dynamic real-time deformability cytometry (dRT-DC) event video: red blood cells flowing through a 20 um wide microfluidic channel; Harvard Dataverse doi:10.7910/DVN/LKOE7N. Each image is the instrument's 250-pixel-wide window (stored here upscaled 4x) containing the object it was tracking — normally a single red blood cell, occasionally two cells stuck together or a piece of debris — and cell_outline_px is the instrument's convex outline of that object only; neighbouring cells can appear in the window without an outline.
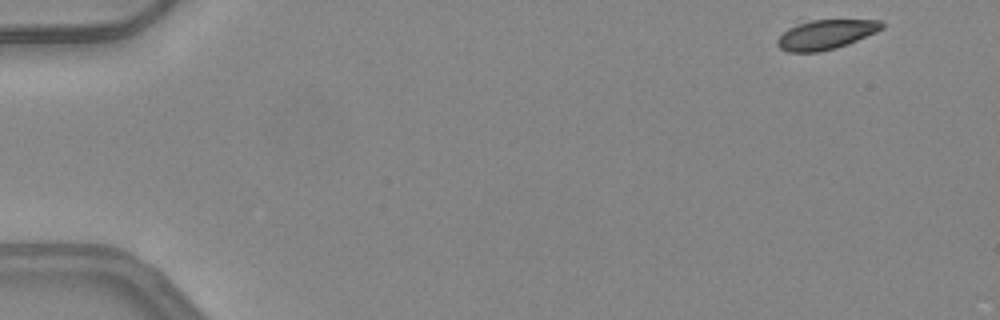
{"species": "common noctule bat (a hibernating species)", "species_latin": "Nyctalus noctula", "temperature_condition": "warm", "stored_images_in_passage": 47, "camera_frame_rate_fps": 3000, "um_per_image_px": 0.085, "animal": {"sex": "female", "body_mass_g": 24.6, "forearm_length_mm": 56.2}, "frame": {"image": 1, "passage_image": 1, "time_ms": 0.0, "image_size_px": [1000, 320], "cell_outline_px": [[884, 28], [876, 32], [848, 44], [836, 48], [820, 52], [788, 52], [780, 48], [776, 44], [776, 40], [788, 28], [796, 24], [812, 20], [880, 20], [884, 24]], "centroid_in_image_um": [70.19, 2.94], "position_along_channel_um": 14.8, "area_um2": 17.98}}
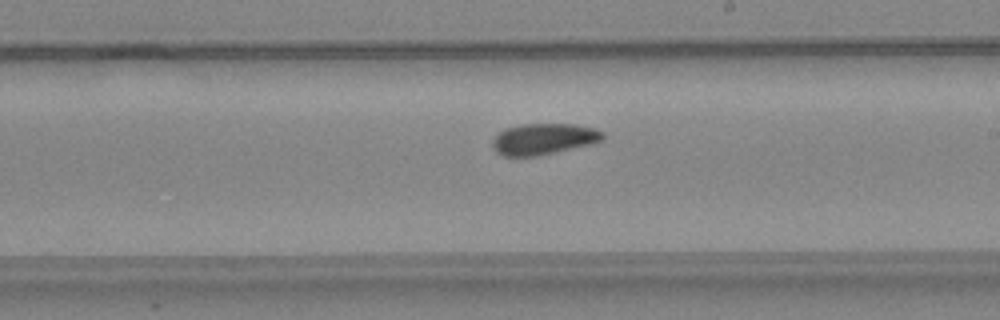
{"frame": {"image": 2, "passage_image": 27, "time_ms": 8.667, "image_size_px": [1000, 320], "cell_outline_px": [[604, 136], [600, 140], [588, 144], [536, 156], [504, 156], [496, 152], [492, 148], [492, 140], [500, 132], [508, 128], [524, 124], [572, 124], [592, 128], [604, 132]], "centroid_in_image_um": [46.16, 11.81], "position_along_channel_um": 242.8, "area_um2": 19.54}}
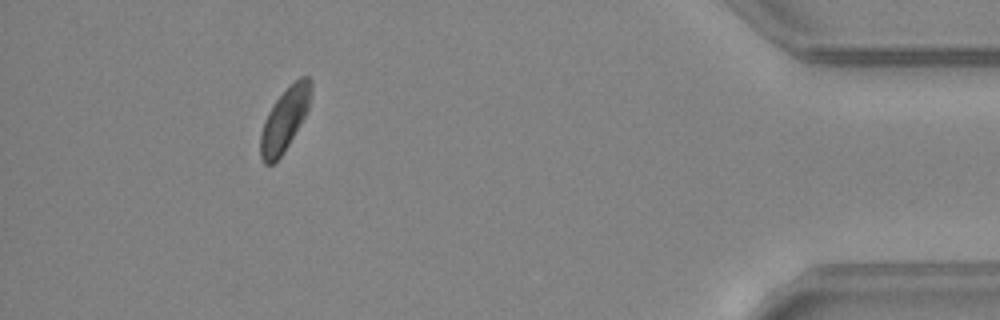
{"frame": {"image": 3, "passage_image": 43, "time_ms": 14.0, "image_size_px": [1000, 320], "cell_outline_px": [[312, 88], [308, 108], [304, 116], [284, 152], [272, 164], [264, 164], [260, 156], [260, 132], [264, 120], [272, 104], [300, 76], [308, 76], [312, 80]], "centroid_in_image_um": [24.18, 10.16], "position_along_channel_um": 411.0, "area_um2": 18.26}, "authors_computed_cell_mechanics": {"area_um2": 19.652, "velocity_mm_per_s": 4.1746, "shape_relaxation_time_tau1_ms": 4.1365, "shape_relaxation_time_tau2_ms": 6.8669, "deformation_change_tau1": 0.1472, "deformation_change_tau2": 0.1354}}